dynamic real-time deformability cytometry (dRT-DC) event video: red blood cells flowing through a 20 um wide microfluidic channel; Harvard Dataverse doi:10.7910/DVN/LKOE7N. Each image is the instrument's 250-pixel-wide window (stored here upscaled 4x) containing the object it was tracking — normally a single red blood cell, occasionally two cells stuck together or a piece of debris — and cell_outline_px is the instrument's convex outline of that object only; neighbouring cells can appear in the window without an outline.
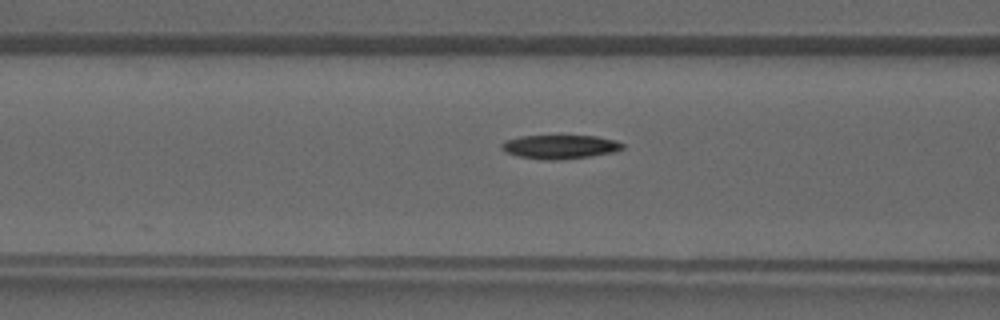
{"species": "common noctule bat (a hibernating species)", "species_latin": "Nyctalus noctula", "temperature_condition": "warm", "stored_images_in_passage": 32, "camera_frame_rate_fps": 3000, "um_per_image_px": 0.085, "animal": {"sex": "male", "forearm_length_mm": 52.5}, "frame": {"image": 1, "passage_image": 17, "time_ms": 5.333, "image_size_px": [1000, 320], "cell_outline_px": [[624, 148], [612, 152], [588, 156], [560, 160], [544, 160], [520, 156], [504, 152], [500, 148], [500, 144], [504, 140], [520, 136], [596, 136], [616, 140], [624, 144]], "centroid_in_image_um": [47.55, 12.47], "position_along_channel_um": 119.0, "area_um2": 16.82}}
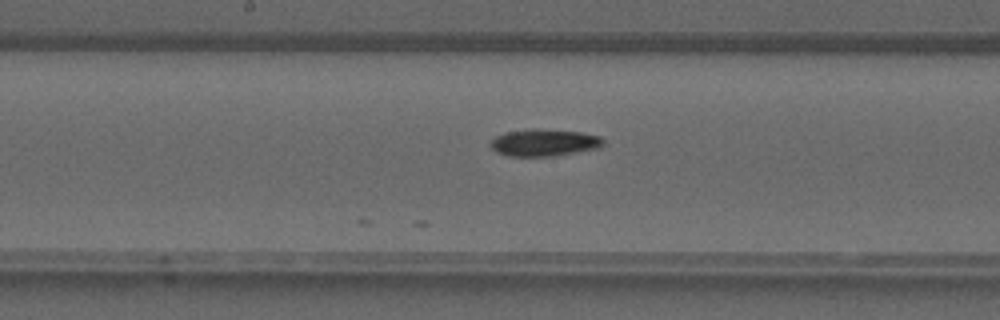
{"frame": {"image": 2, "passage_image": 22, "time_ms": 7.0, "image_size_px": [1000, 320], "cell_outline_px": [[604, 144], [600, 148], [556, 156], [508, 156], [496, 152], [492, 148], [492, 140], [496, 136], [504, 132], [580, 132], [600, 136], [604, 140]], "centroid_in_image_um": [46.31, 12.19], "position_along_channel_um": 201.9, "area_um2": 16.76}}
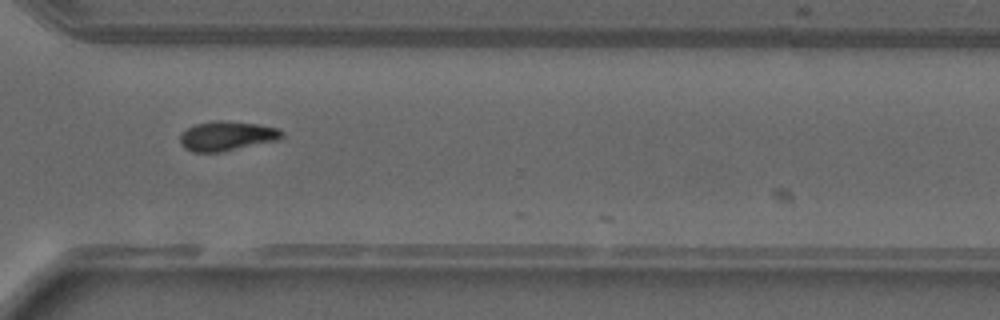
{"frame": {"image": 3, "passage_image": 31, "time_ms": 10.0, "image_size_px": [1000, 320], "cell_outline_px": [[284, 136], [280, 140], [220, 152], [192, 152], [184, 148], [180, 144], [180, 136], [188, 128], [196, 124], [216, 120], [220, 120], [260, 124], [280, 128], [284, 132]], "centroid_in_image_um": [19.34, 11.56], "position_along_channel_um": 351.3, "area_um2": 17.69}}